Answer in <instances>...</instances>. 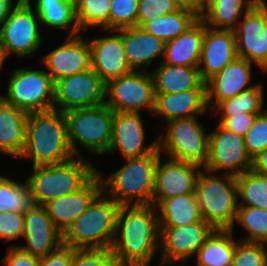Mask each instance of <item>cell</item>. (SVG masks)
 Returning a JSON list of instances; mask_svg holds the SVG:
<instances>
[{
  "label": "cell",
  "mask_w": 267,
  "mask_h": 266,
  "mask_svg": "<svg viewBox=\"0 0 267 266\" xmlns=\"http://www.w3.org/2000/svg\"><path fill=\"white\" fill-rule=\"evenodd\" d=\"M155 99L149 70H132L106 84L105 104L114 112L140 113L147 109L153 114Z\"/></svg>",
  "instance_id": "cell-11"
},
{
  "label": "cell",
  "mask_w": 267,
  "mask_h": 266,
  "mask_svg": "<svg viewBox=\"0 0 267 266\" xmlns=\"http://www.w3.org/2000/svg\"><path fill=\"white\" fill-rule=\"evenodd\" d=\"M40 61L53 81L88 70L91 68L88 37L84 40L80 34L67 36L62 45L51 50Z\"/></svg>",
  "instance_id": "cell-19"
},
{
  "label": "cell",
  "mask_w": 267,
  "mask_h": 266,
  "mask_svg": "<svg viewBox=\"0 0 267 266\" xmlns=\"http://www.w3.org/2000/svg\"><path fill=\"white\" fill-rule=\"evenodd\" d=\"M102 192V182L97 174L80 191L48 201L43 206L55 227L63 234Z\"/></svg>",
  "instance_id": "cell-23"
},
{
  "label": "cell",
  "mask_w": 267,
  "mask_h": 266,
  "mask_svg": "<svg viewBox=\"0 0 267 266\" xmlns=\"http://www.w3.org/2000/svg\"><path fill=\"white\" fill-rule=\"evenodd\" d=\"M234 230H218L207 237L196 255V266H231L236 244Z\"/></svg>",
  "instance_id": "cell-31"
},
{
  "label": "cell",
  "mask_w": 267,
  "mask_h": 266,
  "mask_svg": "<svg viewBox=\"0 0 267 266\" xmlns=\"http://www.w3.org/2000/svg\"><path fill=\"white\" fill-rule=\"evenodd\" d=\"M34 204L26 180L21 183L0 175V213L3 211H17L24 214Z\"/></svg>",
  "instance_id": "cell-35"
},
{
  "label": "cell",
  "mask_w": 267,
  "mask_h": 266,
  "mask_svg": "<svg viewBox=\"0 0 267 266\" xmlns=\"http://www.w3.org/2000/svg\"><path fill=\"white\" fill-rule=\"evenodd\" d=\"M252 64L244 58L237 57L206 81L209 110L212 111L221 101L255 86L251 85Z\"/></svg>",
  "instance_id": "cell-21"
},
{
  "label": "cell",
  "mask_w": 267,
  "mask_h": 266,
  "mask_svg": "<svg viewBox=\"0 0 267 266\" xmlns=\"http://www.w3.org/2000/svg\"><path fill=\"white\" fill-rule=\"evenodd\" d=\"M159 227L186 226L205 222L195 193H187L162 200L156 206Z\"/></svg>",
  "instance_id": "cell-30"
},
{
  "label": "cell",
  "mask_w": 267,
  "mask_h": 266,
  "mask_svg": "<svg viewBox=\"0 0 267 266\" xmlns=\"http://www.w3.org/2000/svg\"><path fill=\"white\" fill-rule=\"evenodd\" d=\"M234 30L213 29L205 25L199 72L206 82L237 58Z\"/></svg>",
  "instance_id": "cell-22"
},
{
  "label": "cell",
  "mask_w": 267,
  "mask_h": 266,
  "mask_svg": "<svg viewBox=\"0 0 267 266\" xmlns=\"http://www.w3.org/2000/svg\"><path fill=\"white\" fill-rule=\"evenodd\" d=\"M208 0H199V4L202 7Z\"/></svg>",
  "instance_id": "cell-54"
},
{
  "label": "cell",
  "mask_w": 267,
  "mask_h": 266,
  "mask_svg": "<svg viewBox=\"0 0 267 266\" xmlns=\"http://www.w3.org/2000/svg\"><path fill=\"white\" fill-rule=\"evenodd\" d=\"M159 156L155 170L152 205L157 206L162 200L195 193L197 177L201 167L169 158L161 160Z\"/></svg>",
  "instance_id": "cell-16"
},
{
  "label": "cell",
  "mask_w": 267,
  "mask_h": 266,
  "mask_svg": "<svg viewBox=\"0 0 267 266\" xmlns=\"http://www.w3.org/2000/svg\"><path fill=\"white\" fill-rule=\"evenodd\" d=\"M34 9L41 24L51 29H66L68 36L81 33L78 27L75 6L66 0H34Z\"/></svg>",
  "instance_id": "cell-32"
},
{
  "label": "cell",
  "mask_w": 267,
  "mask_h": 266,
  "mask_svg": "<svg viewBox=\"0 0 267 266\" xmlns=\"http://www.w3.org/2000/svg\"><path fill=\"white\" fill-rule=\"evenodd\" d=\"M213 230L207 222L160 227L159 266L187 263L191 257L197 255L199 248Z\"/></svg>",
  "instance_id": "cell-15"
},
{
  "label": "cell",
  "mask_w": 267,
  "mask_h": 266,
  "mask_svg": "<svg viewBox=\"0 0 267 266\" xmlns=\"http://www.w3.org/2000/svg\"><path fill=\"white\" fill-rule=\"evenodd\" d=\"M120 207L102 191L62 234L63 244L75 249H111Z\"/></svg>",
  "instance_id": "cell-5"
},
{
  "label": "cell",
  "mask_w": 267,
  "mask_h": 266,
  "mask_svg": "<svg viewBox=\"0 0 267 266\" xmlns=\"http://www.w3.org/2000/svg\"><path fill=\"white\" fill-rule=\"evenodd\" d=\"M16 3L11 0H0V23L9 15Z\"/></svg>",
  "instance_id": "cell-49"
},
{
  "label": "cell",
  "mask_w": 267,
  "mask_h": 266,
  "mask_svg": "<svg viewBox=\"0 0 267 266\" xmlns=\"http://www.w3.org/2000/svg\"><path fill=\"white\" fill-rule=\"evenodd\" d=\"M139 0H111L109 30L136 26Z\"/></svg>",
  "instance_id": "cell-39"
},
{
  "label": "cell",
  "mask_w": 267,
  "mask_h": 266,
  "mask_svg": "<svg viewBox=\"0 0 267 266\" xmlns=\"http://www.w3.org/2000/svg\"><path fill=\"white\" fill-rule=\"evenodd\" d=\"M181 7L176 0H139L136 26L142 27L146 22L173 13Z\"/></svg>",
  "instance_id": "cell-41"
},
{
  "label": "cell",
  "mask_w": 267,
  "mask_h": 266,
  "mask_svg": "<svg viewBox=\"0 0 267 266\" xmlns=\"http://www.w3.org/2000/svg\"><path fill=\"white\" fill-rule=\"evenodd\" d=\"M12 2H16V4H27V3H29V2H31V0H16V1H14V0H11Z\"/></svg>",
  "instance_id": "cell-52"
},
{
  "label": "cell",
  "mask_w": 267,
  "mask_h": 266,
  "mask_svg": "<svg viewBox=\"0 0 267 266\" xmlns=\"http://www.w3.org/2000/svg\"><path fill=\"white\" fill-rule=\"evenodd\" d=\"M253 159L247 152L244 137L217 125L209 133L208 160L203 169L218 174L239 176L252 169Z\"/></svg>",
  "instance_id": "cell-13"
},
{
  "label": "cell",
  "mask_w": 267,
  "mask_h": 266,
  "mask_svg": "<svg viewBox=\"0 0 267 266\" xmlns=\"http://www.w3.org/2000/svg\"><path fill=\"white\" fill-rule=\"evenodd\" d=\"M176 1L184 7H189L193 9H201L199 0H176Z\"/></svg>",
  "instance_id": "cell-50"
},
{
  "label": "cell",
  "mask_w": 267,
  "mask_h": 266,
  "mask_svg": "<svg viewBox=\"0 0 267 266\" xmlns=\"http://www.w3.org/2000/svg\"><path fill=\"white\" fill-rule=\"evenodd\" d=\"M141 113L114 112L112 141L106 155L119 152L124 159L150 154L157 147V139L145 143V127Z\"/></svg>",
  "instance_id": "cell-18"
},
{
  "label": "cell",
  "mask_w": 267,
  "mask_h": 266,
  "mask_svg": "<svg viewBox=\"0 0 267 266\" xmlns=\"http://www.w3.org/2000/svg\"><path fill=\"white\" fill-rule=\"evenodd\" d=\"M236 224H240L246 231L247 237L239 239L244 242L265 243L267 244V210L250 207L238 206Z\"/></svg>",
  "instance_id": "cell-38"
},
{
  "label": "cell",
  "mask_w": 267,
  "mask_h": 266,
  "mask_svg": "<svg viewBox=\"0 0 267 266\" xmlns=\"http://www.w3.org/2000/svg\"><path fill=\"white\" fill-rule=\"evenodd\" d=\"M2 259L3 266H39L40 258L24 251L19 246L10 245Z\"/></svg>",
  "instance_id": "cell-46"
},
{
  "label": "cell",
  "mask_w": 267,
  "mask_h": 266,
  "mask_svg": "<svg viewBox=\"0 0 267 266\" xmlns=\"http://www.w3.org/2000/svg\"><path fill=\"white\" fill-rule=\"evenodd\" d=\"M111 0H79L75 5V16L81 31L100 27L109 31Z\"/></svg>",
  "instance_id": "cell-37"
},
{
  "label": "cell",
  "mask_w": 267,
  "mask_h": 266,
  "mask_svg": "<svg viewBox=\"0 0 267 266\" xmlns=\"http://www.w3.org/2000/svg\"><path fill=\"white\" fill-rule=\"evenodd\" d=\"M68 139L76 157H82L78 144L88 153L107 154L112 141L114 111L105 103L88 108L72 109L64 113Z\"/></svg>",
  "instance_id": "cell-7"
},
{
  "label": "cell",
  "mask_w": 267,
  "mask_h": 266,
  "mask_svg": "<svg viewBox=\"0 0 267 266\" xmlns=\"http://www.w3.org/2000/svg\"><path fill=\"white\" fill-rule=\"evenodd\" d=\"M96 166L84 157H73L63 163L32 167L26 181L36 205L74 194L84 188L96 175Z\"/></svg>",
  "instance_id": "cell-4"
},
{
  "label": "cell",
  "mask_w": 267,
  "mask_h": 266,
  "mask_svg": "<svg viewBox=\"0 0 267 266\" xmlns=\"http://www.w3.org/2000/svg\"><path fill=\"white\" fill-rule=\"evenodd\" d=\"M205 23L199 17L175 39L166 42L164 63L174 66L199 67Z\"/></svg>",
  "instance_id": "cell-26"
},
{
  "label": "cell",
  "mask_w": 267,
  "mask_h": 266,
  "mask_svg": "<svg viewBox=\"0 0 267 266\" xmlns=\"http://www.w3.org/2000/svg\"><path fill=\"white\" fill-rule=\"evenodd\" d=\"M196 117L174 119L167 122L166 134L157 136V148L167 158L205 167L208 160L209 133Z\"/></svg>",
  "instance_id": "cell-8"
},
{
  "label": "cell",
  "mask_w": 267,
  "mask_h": 266,
  "mask_svg": "<svg viewBox=\"0 0 267 266\" xmlns=\"http://www.w3.org/2000/svg\"><path fill=\"white\" fill-rule=\"evenodd\" d=\"M238 206L258 207L267 210V176L253 170L236 177ZM241 201V203L239 202Z\"/></svg>",
  "instance_id": "cell-36"
},
{
  "label": "cell",
  "mask_w": 267,
  "mask_h": 266,
  "mask_svg": "<svg viewBox=\"0 0 267 266\" xmlns=\"http://www.w3.org/2000/svg\"><path fill=\"white\" fill-rule=\"evenodd\" d=\"M160 155L156 147L145 156L125 159V165L107 178L97 171L102 191L120 206L151 205Z\"/></svg>",
  "instance_id": "cell-3"
},
{
  "label": "cell",
  "mask_w": 267,
  "mask_h": 266,
  "mask_svg": "<svg viewBox=\"0 0 267 266\" xmlns=\"http://www.w3.org/2000/svg\"><path fill=\"white\" fill-rule=\"evenodd\" d=\"M244 142L252 159L267 147V109L257 115L244 136Z\"/></svg>",
  "instance_id": "cell-42"
},
{
  "label": "cell",
  "mask_w": 267,
  "mask_h": 266,
  "mask_svg": "<svg viewBox=\"0 0 267 266\" xmlns=\"http://www.w3.org/2000/svg\"><path fill=\"white\" fill-rule=\"evenodd\" d=\"M110 35L88 39L91 68L107 84L132 71L123 45V29L109 30Z\"/></svg>",
  "instance_id": "cell-17"
},
{
  "label": "cell",
  "mask_w": 267,
  "mask_h": 266,
  "mask_svg": "<svg viewBox=\"0 0 267 266\" xmlns=\"http://www.w3.org/2000/svg\"><path fill=\"white\" fill-rule=\"evenodd\" d=\"M73 157L65 114L56 109L29 113L26 145L19 160L30 159L32 167H36L63 163Z\"/></svg>",
  "instance_id": "cell-2"
},
{
  "label": "cell",
  "mask_w": 267,
  "mask_h": 266,
  "mask_svg": "<svg viewBox=\"0 0 267 266\" xmlns=\"http://www.w3.org/2000/svg\"><path fill=\"white\" fill-rule=\"evenodd\" d=\"M231 266H267V244L239 240Z\"/></svg>",
  "instance_id": "cell-40"
},
{
  "label": "cell",
  "mask_w": 267,
  "mask_h": 266,
  "mask_svg": "<svg viewBox=\"0 0 267 266\" xmlns=\"http://www.w3.org/2000/svg\"><path fill=\"white\" fill-rule=\"evenodd\" d=\"M165 44L163 40L146 32L142 27L123 29L124 50L132 70L146 71L153 60L160 56L164 57Z\"/></svg>",
  "instance_id": "cell-25"
},
{
  "label": "cell",
  "mask_w": 267,
  "mask_h": 266,
  "mask_svg": "<svg viewBox=\"0 0 267 266\" xmlns=\"http://www.w3.org/2000/svg\"><path fill=\"white\" fill-rule=\"evenodd\" d=\"M258 0H208L199 17L208 28L234 30L242 16Z\"/></svg>",
  "instance_id": "cell-29"
},
{
  "label": "cell",
  "mask_w": 267,
  "mask_h": 266,
  "mask_svg": "<svg viewBox=\"0 0 267 266\" xmlns=\"http://www.w3.org/2000/svg\"><path fill=\"white\" fill-rule=\"evenodd\" d=\"M6 59H5V57H4V55H3V53H2V50H1V48H0V70H2L3 69V64H4V61H5ZM1 72V71H0Z\"/></svg>",
  "instance_id": "cell-51"
},
{
  "label": "cell",
  "mask_w": 267,
  "mask_h": 266,
  "mask_svg": "<svg viewBox=\"0 0 267 266\" xmlns=\"http://www.w3.org/2000/svg\"><path fill=\"white\" fill-rule=\"evenodd\" d=\"M1 98L27 113L53 109L54 81L45 70L18 68L11 73Z\"/></svg>",
  "instance_id": "cell-9"
},
{
  "label": "cell",
  "mask_w": 267,
  "mask_h": 266,
  "mask_svg": "<svg viewBox=\"0 0 267 266\" xmlns=\"http://www.w3.org/2000/svg\"><path fill=\"white\" fill-rule=\"evenodd\" d=\"M243 18V19H242ZM234 29L236 50L244 58L267 72V3L258 0Z\"/></svg>",
  "instance_id": "cell-14"
},
{
  "label": "cell",
  "mask_w": 267,
  "mask_h": 266,
  "mask_svg": "<svg viewBox=\"0 0 267 266\" xmlns=\"http://www.w3.org/2000/svg\"><path fill=\"white\" fill-rule=\"evenodd\" d=\"M195 194L202 218L213 229L234 230L238 210L236 176L201 170Z\"/></svg>",
  "instance_id": "cell-6"
},
{
  "label": "cell",
  "mask_w": 267,
  "mask_h": 266,
  "mask_svg": "<svg viewBox=\"0 0 267 266\" xmlns=\"http://www.w3.org/2000/svg\"><path fill=\"white\" fill-rule=\"evenodd\" d=\"M200 10L182 6L173 13L146 22L142 28L166 43L190 27L199 18Z\"/></svg>",
  "instance_id": "cell-33"
},
{
  "label": "cell",
  "mask_w": 267,
  "mask_h": 266,
  "mask_svg": "<svg viewBox=\"0 0 267 266\" xmlns=\"http://www.w3.org/2000/svg\"><path fill=\"white\" fill-rule=\"evenodd\" d=\"M251 170L260 175L267 176V147L253 158Z\"/></svg>",
  "instance_id": "cell-48"
},
{
  "label": "cell",
  "mask_w": 267,
  "mask_h": 266,
  "mask_svg": "<svg viewBox=\"0 0 267 266\" xmlns=\"http://www.w3.org/2000/svg\"><path fill=\"white\" fill-rule=\"evenodd\" d=\"M40 22L30 2L16 4L11 9L0 23V48L5 59L10 54L17 58L31 57L39 50L43 41L38 27Z\"/></svg>",
  "instance_id": "cell-10"
},
{
  "label": "cell",
  "mask_w": 267,
  "mask_h": 266,
  "mask_svg": "<svg viewBox=\"0 0 267 266\" xmlns=\"http://www.w3.org/2000/svg\"><path fill=\"white\" fill-rule=\"evenodd\" d=\"M72 266H123L111 249H75Z\"/></svg>",
  "instance_id": "cell-43"
},
{
  "label": "cell",
  "mask_w": 267,
  "mask_h": 266,
  "mask_svg": "<svg viewBox=\"0 0 267 266\" xmlns=\"http://www.w3.org/2000/svg\"><path fill=\"white\" fill-rule=\"evenodd\" d=\"M155 95L152 116H162L166 123L174 119L204 115L209 110L206 89Z\"/></svg>",
  "instance_id": "cell-24"
},
{
  "label": "cell",
  "mask_w": 267,
  "mask_h": 266,
  "mask_svg": "<svg viewBox=\"0 0 267 266\" xmlns=\"http://www.w3.org/2000/svg\"><path fill=\"white\" fill-rule=\"evenodd\" d=\"M155 94H168L190 89H206L198 67L174 66L160 61L156 69L149 71Z\"/></svg>",
  "instance_id": "cell-28"
},
{
  "label": "cell",
  "mask_w": 267,
  "mask_h": 266,
  "mask_svg": "<svg viewBox=\"0 0 267 266\" xmlns=\"http://www.w3.org/2000/svg\"><path fill=\"white\" fill-rule=\"evenodd\" d=\"M258 114L261 113H243L229 117H220L219 124L225 129L244 137Z\"/></svg>",
  "instance_id": "cell-45"
},
{
  "label": "cell",
  "mask_w": 267,
  "mask_h": 266,
  "mask_svg": "<svg viewBox=\"0 0 267 266\" xmlns=\"http://www.w3.org/2000/svg\"><path fill=\"white\" fill-rule=\"evenodd\" d=\"M74 250L62 243L55 251L41 257L39 266H72Z\"/></svg>",
  "instance_id": "cell-47"
},
{
  "label": "cell",
  "mask_w": 267,
  "mask_h": 266,
  "mask_svg": "<svg viewBox=\"0 0 267 266\" xmlns=\"http://www.w3.org/2000/svg\"><path fill=\"white\" fill-rule=\"evenodd\" d=\"M29 113L0 99V152L18 159L26 145Z\"/></svg>",
  "instance_id": "cell-27"
},
{
  "label": "cell",
  "mask_w": 267,
  "mask_h": 266,
  "mask_svg": "<svg viewBox=\"0 0 267 266\" xmlns=\"http://www.w3.org/2000/svg\"><path fill=\"white\" fill-rule=\"evenodd\" d=\"M25 217L17 211L0 213V240L5 243L22 238L24 234Z\"/></svg>",
  "instance_id": "cell-44"
},
{
  "label": "cell",
  "mask_w": 267,
  "mask_h": 266,
  "mask_svg": "<svg viewBox=\"0 0 267 266\" xmlns=\"http://www.w3.org/2000/svg\"><path fill=\"white\" fill-rule=\"evenodd\" d=\"M106 84L92 69L54 81L53 109L63 113L105 103Z\"/></svg>",
  "instance_id": "cell-12"
},
{
  "label": "cell",
  "mask_w": 267,
  "mask_h": 266,
  "mask_svg": "<svg viewBox=\"0 0 267 266\" xmlns=\"http://www.w3.org/2000/svg\"><path fill=\"white\" fill-rule=\"evenodd\" d=\"M264 85L261 82L253 88L240 92L232 98L221 101L213 110V114L221 113L220 117H229L243 113L264 112Z\"/></svg>",
  "instance_id": "cell-34"
},
{
  "label": "cell",
  "mask_w": 267,
  "mask_h": 266,
  "mask_svg": "<svg viewBox=\"0 0 267 266\" xmlns=\"http://www.w3.org/2000/svg\"><path fill=\"white\" fill-rule=\"evenodd\" d=\"M25 245H17L33 256L44 257L55 251L62 242V233L55 227L43 205L34 204L24 213Z\"/></svg>",
  "instance_id": "cell-20"
},
{
  "label": "cell",
  "mask_w": 267,
  "mask_h": 266,
  "mask_svg": "<svg viewBox=\"0 0 267 266\" xmlns=\"http://www.w3.org/2000/svg\"><path fill=\"white\" fill-rule=\"evenodd\" d=\"M160 247V227L155 206H121L111 247L123 266H150Z\"/></svg>",
  "instance_id": "cell-1"
},
{
  "label": "cell",
  "mask_w": 267,
  "mask_h": 266,
  "mask_svg": "<svg viewBox=\"0 0 267 266\" xmlns=\"http://www.w3.org/2000/svg\"><path fill=\"white\" fill-rule=\"evenodd\" d=\"M66 1L72 3L75 6L79 0H66Z\"/></svg>",
  "instance_id": "cell-53"
}]
</instances>
